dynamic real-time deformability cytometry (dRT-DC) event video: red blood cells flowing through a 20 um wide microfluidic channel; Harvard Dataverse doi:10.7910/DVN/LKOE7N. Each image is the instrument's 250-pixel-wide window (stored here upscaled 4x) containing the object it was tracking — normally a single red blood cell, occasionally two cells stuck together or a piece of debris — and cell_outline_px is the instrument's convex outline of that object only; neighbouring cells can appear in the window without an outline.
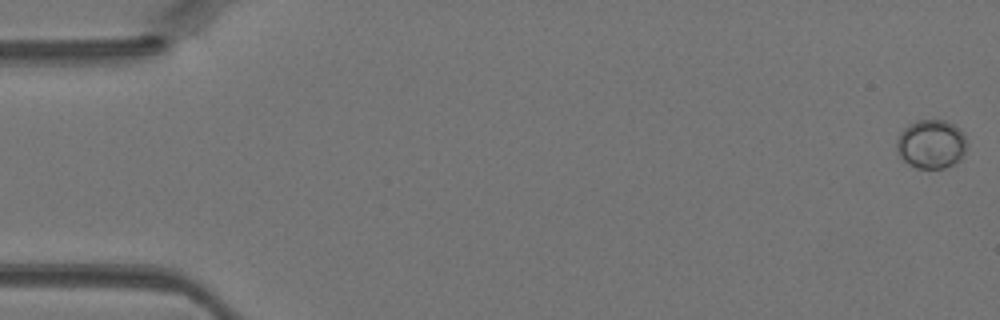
{"species": "Egyptian fruit bat (a non-hibernating species)", "species_latin": "Rousettus aegyptiacus", "temperature_condition": "warm", "stored_images_in_passage": 45, "camera_frame_rate_fps": 3000, "um_per_image_px": 0.085, "animal": {"sex": "female"}, "frame": {"image": 1, "passage_image": 1, "time_ms": 0.0, "image_size_px": [1000, 320], "cell_outline_px": [[968, 144], [964, 156], [956, 164], [944, 168], [916, 168], [908, 164], [896, 152], [896, 140], [900, 132], [904, 128], [916, 120], [944, 120], [960, 128]], "centroid_in_image_um": [79.17, 12.26], "position_along_channel_um": 5.8, "area_um2": 20.35}}
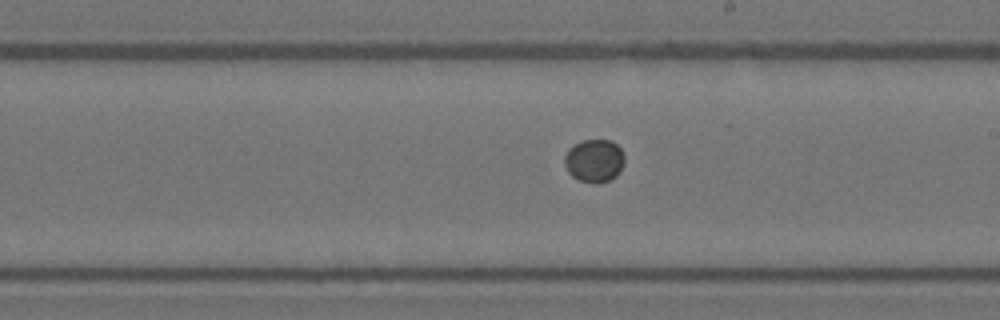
{"frame": {"image": 2, "passage_image": 26, "time_ms": 8.333, "image_size_px": [1000, 320], "cell_outline_px": [[624, 164], [620, 172], [616, 176], [608, 180], [596, 184], [580, 180], [572, 176], [568, 172], [564, 164], [564, 156], [568, 148], [584, 140], [612, 140], [620, 148], [624, 156]], "centroid_in_image_um": [50.51, 13.66], "position_along_channel_um": 238.5, "area_um2": 15.09}}
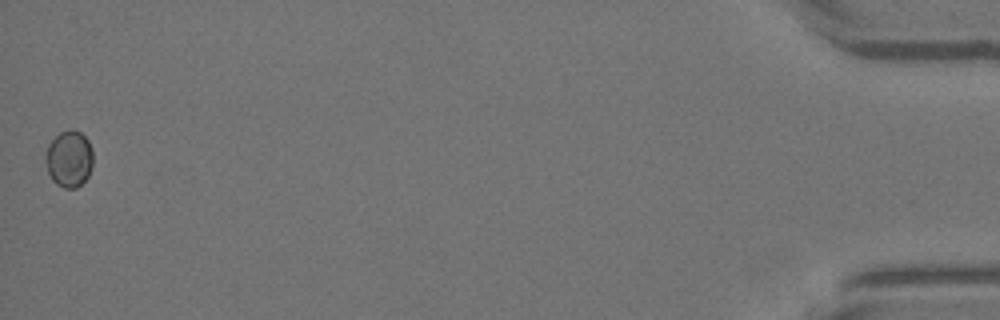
{"frame": {"image": 3, "passage_image": 45, "time_ms": 14.667, "image_size_px": [1000, 320], "cell_outline_px": [[92, 164], [88, 176], [76, 188], [64, 188], [56, 184], [52, 180], [48, 172], [44, 160], [44, 156], [48, 144], [60, 132], [68, 128], [72, 128], [80, 132], [88, 140], [92, 148]], "centroid_in_image_um": [5.85, 13.48], "position_along_channel_um": 429.4, "area_um2": 15.84}}